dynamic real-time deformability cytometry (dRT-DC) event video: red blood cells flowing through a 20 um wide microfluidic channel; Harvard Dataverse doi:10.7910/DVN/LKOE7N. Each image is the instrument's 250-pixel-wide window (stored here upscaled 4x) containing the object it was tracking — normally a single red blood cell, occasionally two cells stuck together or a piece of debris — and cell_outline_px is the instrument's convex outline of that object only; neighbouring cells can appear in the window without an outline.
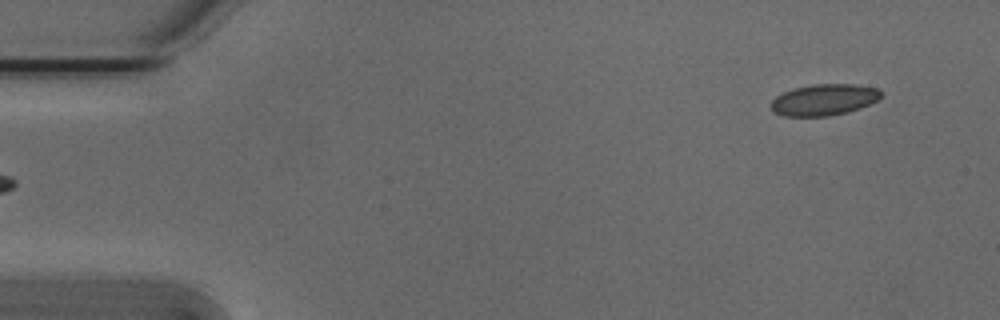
{"species": "Egyptian fruit bat (a non-hibernating species)", "species_latin": "Rousettus aegyptiacus", "temperature_condition": "cold", "stored_images_in_passage": 50, "camera_frame_rate_fps": 3000, "um_per_image_px": 0.085, "animal": {"sex": "male"}, "frame": {"image": 1, "passage_image": 1, "time_ms": 0.0, "image_size_px": [1000, 320], "cell_outline_px": [[880, 96], [876, 100], [860, 108], [828, 116], [784, 116], [776, 112], [772, 108], [772, 100], [776, 96], [792, 88], [812, 84], [852, 84], [876, 88], [880, 92]], "centroid_in_image_um": [70.0, 8.47], "position_along_channel_um": 15.0, "area_um2": 19.71}}
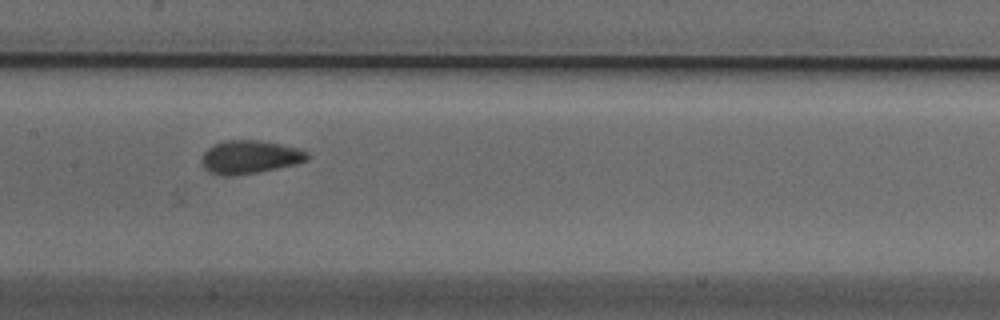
{"frame": {"image": 2, "passage_image": 23, "time_ms": 7.333, "image_size_px": [1000, 320], "cell_outline_px": [[308, 160], [296, 164], [260, 172], [236, 176], [224, 176], [208, 172], [204, 168], [200, 160], [204, 152], [208, 148], [216, 144], [228, 140], [256, 140], [280, 144], [296, 148], [308, 152]], "centroid_in_image_um": [21.21, 13.37], "position_along_channel_um": 186.2, "area_um2": 20.52}}
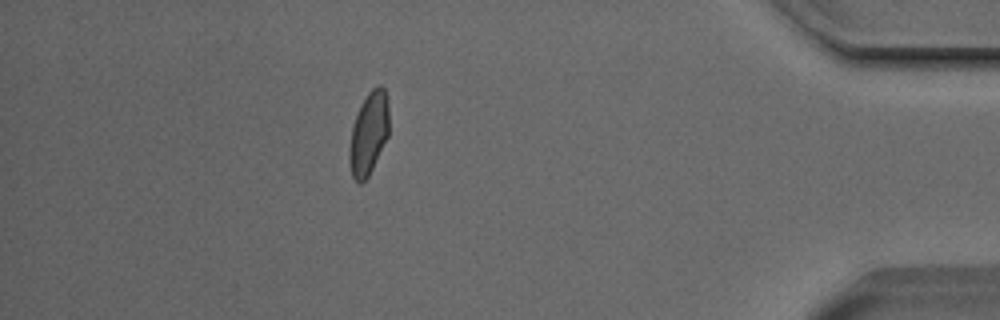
{"frame": {"image": 3, "passage_image": 44, "time_ms": 14.333, "image_size_px": [1000, 320], "cell_outline_px": [[388, 136], [368, 176], [360, 184], [352, 176], [348, 160], [348, 152], [352, 124], [360, 104], [368, 92], [376, 84], [380, 84], [384, 88], [388, 104]], "centroid_in_image_um": [31.31, 11.31], "position_along_channel_um": 403.9, "area_um2": 19.19}, "authors_computed_cell_mechanics": {"area_um2": 19.7676, "velocity_mm_per_s": 3.803, "shape_relaxation_time_tau1_ms": 5.2471, "shape_relaxation_time_tau2_ms": null, "deformation_change_tau1": 0.1061, "deformation_change_tau2": null}}